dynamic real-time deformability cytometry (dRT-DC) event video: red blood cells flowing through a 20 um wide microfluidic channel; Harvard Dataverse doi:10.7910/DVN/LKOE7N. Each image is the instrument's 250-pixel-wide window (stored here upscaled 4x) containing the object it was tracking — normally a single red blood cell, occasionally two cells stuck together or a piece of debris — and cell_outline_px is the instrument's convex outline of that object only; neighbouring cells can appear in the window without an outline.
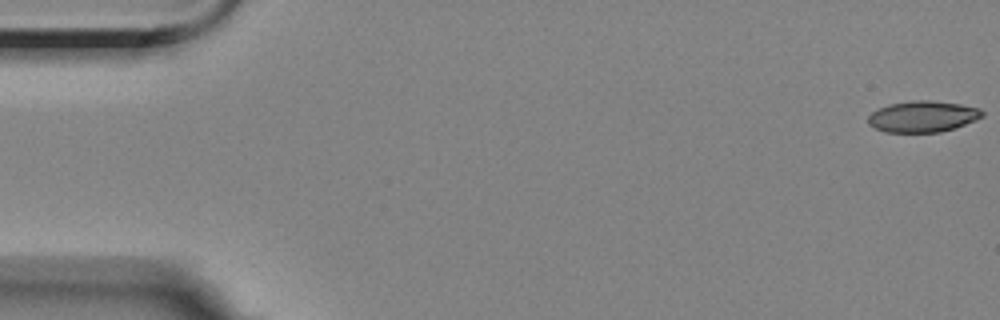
{"species": "Egyptian fruit bat (a non-hibernating species)", "species_latin": "Rousettus aegyptiacus", "temperature_condition": "room temperature", "stored_images_in_passage": 57, "camera_frame_rate_fps": 3000, "um_per_image_px": 0.085, "animal": {"sex": "female"}, "frame": {"image": 1, "passage_image": 1, "time_ms": 0.0, "image_size_px": [1000, 320], "cell_outline_px": [[984, 116], [976, 120], [940, 132], [884, 132], [868, 124], [868, 116], [872, 112], [888, 104], [912, 100], [928, 100], [960, 104], [980, 108], [984, 112]], "centroid_in_image_um": [78.43, 9.89], "position_along_channel_um": 6.6, "area_um2": 20.69}}
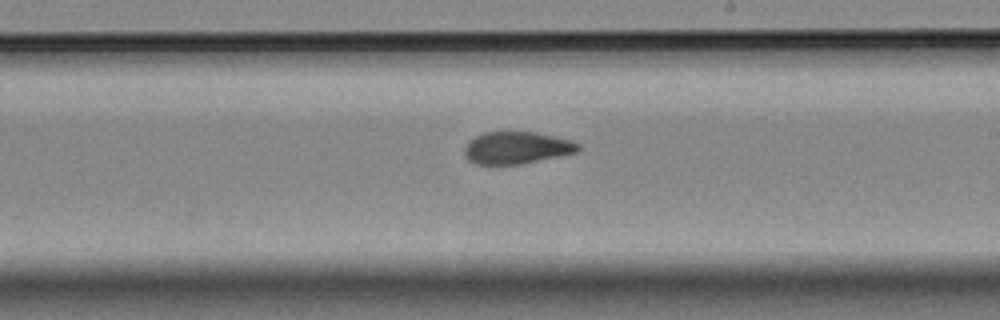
{"frame": {"image": 2, "passage_image": 33, "time_ms": 10.667, "image_size_px": [1000, 320], "cell_outline_px": [[580, 148], [576, 152], [560, 156], [520, 164], [472, 164], [464, 156], [464, 148], [468, 140], [484, 132], [536, 132], [556, 136], [572, 140], [580, 144]], "centroid_in_image_um": [43.9, 12.56], "position_along_channel_um": 245.1, "area_um2": 21.5}}
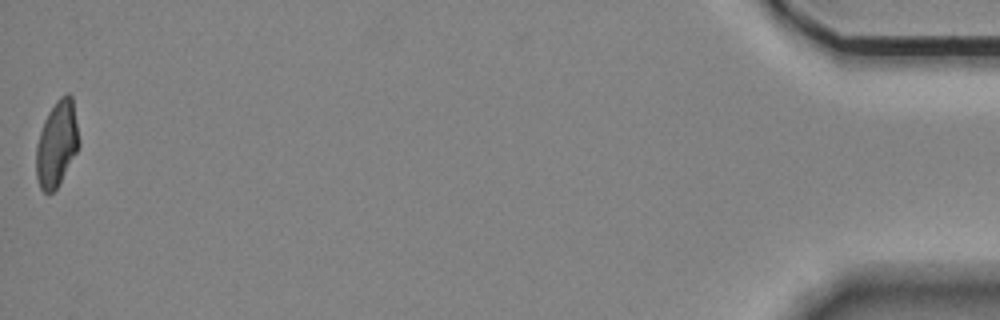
{"frame": {"image": 3, "passage_image": 57, "time_ms": 18.667, "image_size_px": [1000, 320], "cell_outline_px": [[80, 144], [76, 152], [56, 188], [52, 192], [44, 192], [40, 188], [36, 176], [36, 144], [44, 120], [48, 112], [56, 100], [60, 96], [68, 92], [72, 96], [80, 140]], "centroid_in_image_um": [4.82, 12.17], "position_along_channel_um": 430.4, "area_um2": 21.27}, "authors_computed_cell_mechanics": {"area_um2": 22.0218, "velocity_mm_per_s": 3.5114, "shape_relaxation_time_tau1_ms": 7.1499, "shape_relaxation_time_tau2_ms": 1.3069, "deformation_change_tau1": 0.1826, "deformation_change_tau2": 0.0608}}